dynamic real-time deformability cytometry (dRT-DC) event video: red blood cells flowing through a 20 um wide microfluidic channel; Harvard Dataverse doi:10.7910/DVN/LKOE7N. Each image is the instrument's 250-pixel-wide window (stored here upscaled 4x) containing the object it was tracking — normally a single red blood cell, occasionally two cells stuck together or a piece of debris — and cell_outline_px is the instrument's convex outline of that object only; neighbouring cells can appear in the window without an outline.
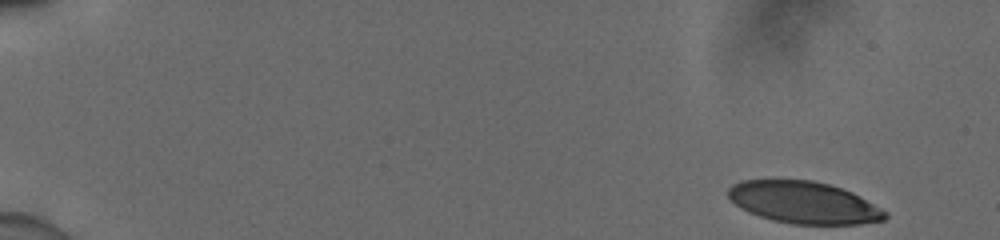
{"species": "human", "species_latin": "Homo sapiens", "temperature_condition": "cold", "stored_images_in_passage": 51, "camera_frame_rate_fps": 3000, "um_per_image_px": 0.085, "donor": {"sex": "male"}, "frame": {"image": 1, "passage_image": 1, "time_ms": 0.0, "image_size_px": [1000, 240], "cell_outline_px": [[888, 216], [884, 220], [860, 224], [792, 224], [772, 220], [748, 212], [740, 208], [728, 196], [728, 188], [732, 184], [740, 180], [812, 180], [828, 184], [852, 192], [888, 212]], "centroid_in_image_um": [68.32, 17.21], "position_along_channel_um": 16.7, "area_um2": 38.32}}
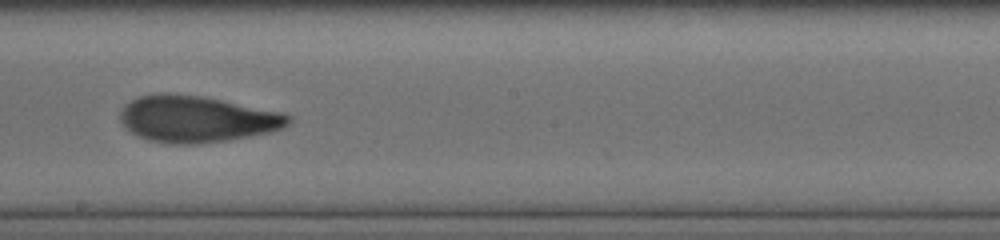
{"frame": {"image": 2, "passage_image": 30, "time_ms": 9.667, "image_size_px": [1000, 240], "cell_outline_px": [[292, 120], [284, 128], [272, 132], [252, 136], [228, 140], [200, 144], [168, 144], [148, 140], [124, 128], [120, 120], [120, 108], [124, 104], [140, 96], [168, 92], [200, 96], [280, 112], [292, 116]], "centroid_in_image_um": [16.7, 10.13], "position_along_channel_um": 231.5, "area_um2": 45.72}}
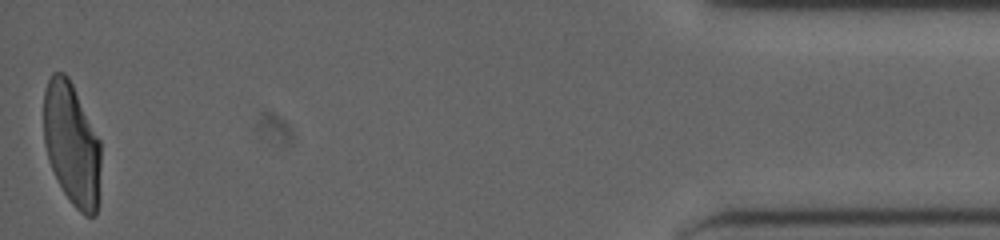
{"frame": {"image": 3, "passage_image": 51, "time_ms": 16.667, "image_size_px": [1000, 240], "cell_outline_px": [[100, 200], [96, 216], [84, 216], [72, 204], [64, 192], [48, 160], [44, 140], [44, 92], [48, 80], [52, 72], [64, 72], [68, 76], [100, 140]], "centroid_in_image_um": [6.12, 12.29], "position_along_channel_um": 429.1, "area_um2": 41.04}, "authors_computed_cell_mechanics": {"area_um2": 43.1766, "velocity_mm_per_s": 3.9143, "shape_relaxation_time_tau1_ms": 6.6621, "shape_relaxation_time_tau2_ms": 1.773, "deformation_change_tau1": 0.2264, "deformation_change_tau2": 0.0887}}